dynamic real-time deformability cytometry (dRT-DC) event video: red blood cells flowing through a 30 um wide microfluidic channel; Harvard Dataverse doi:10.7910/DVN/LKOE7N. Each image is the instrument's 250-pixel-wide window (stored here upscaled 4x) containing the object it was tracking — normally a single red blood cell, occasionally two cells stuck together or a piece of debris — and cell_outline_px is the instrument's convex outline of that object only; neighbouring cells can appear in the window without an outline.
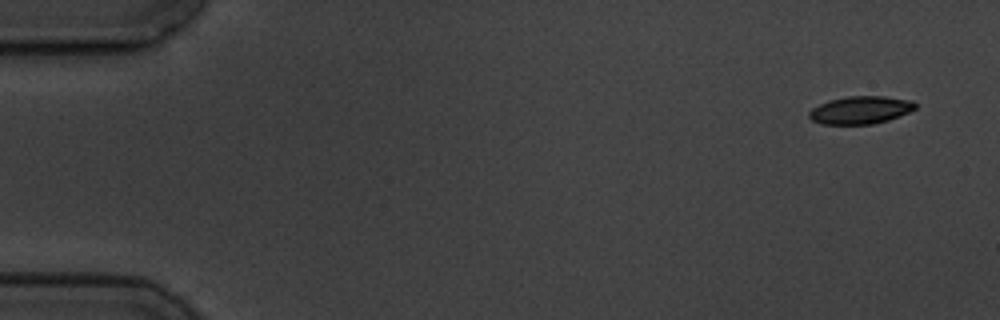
{"species": "common noctule bat (a hibernating species)", "species_latin": "Nyctalus noctula", "temperature_condition": "cold", "stored_images_in_passage": 4, "segment_of_instrument_passage": [2, 2], "camera_frame_rate_fps": 3000, "um_per_image_px": 0.085, "animal": {"sex": "male", "body_mass_g": 19.5, "forearm_length_mm": 54.6}, "frame": {"image": 1, "passage_image": 4, "time_ms": 5.667, "image_size_px": [1000, 320], "cell_outline_px": [[916, 108], [900, 116], [888, 120], [872, 124], [820, 124], [812, 120], [808, 116], [808, 112], [812, 108], [828, 100], [848, 96], [884, 96], [912, 100], [916, 104]], "centroid_in_image_um": [73.13, 9.35], "position_along_channel_um": 11.9, "area_um2": 17.22}}